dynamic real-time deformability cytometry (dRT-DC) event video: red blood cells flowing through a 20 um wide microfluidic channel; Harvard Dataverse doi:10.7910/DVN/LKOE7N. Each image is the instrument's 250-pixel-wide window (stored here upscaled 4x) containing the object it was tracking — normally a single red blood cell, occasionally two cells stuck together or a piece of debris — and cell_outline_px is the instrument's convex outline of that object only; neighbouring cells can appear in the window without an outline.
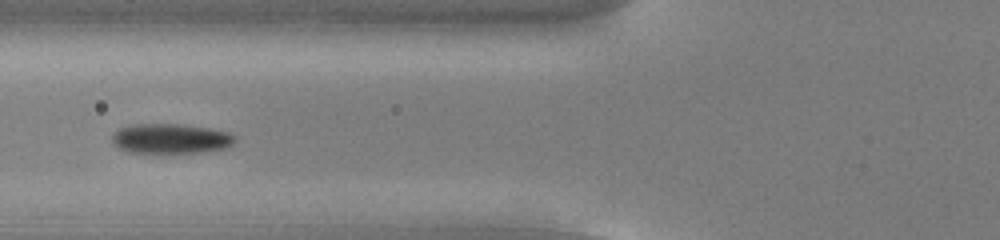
{"species": "common noctule bat (a hibernating species)", "species_latin": "Nyctalus noctula", "temperature_condition": "cold", "stored_images_in_passage": 16, "camera_frame_rate_fps": 3000, "um_per_image_px": 0.085, "animal": {"sex": "male", "body_mass_g": 13.0, "forearm_length_mm": 53.1}, "frame": {"image": 1, "passage_image": 5, "time_ms": 1.333, "image_size_px": [1000, 240], "cell_outline_px": [[236, 140], [232, 144], [224, 148], [200, 152], [128, 152], [120, 148], [112, 140], [112, 136], [120, 128], [132, 124], [184, 124], [208, 128], [228, 132], [236, 136]], "centroid_in_image_um": [14.53, 11.77], "position_along_channel_um": 111.3, "area_um2": 21.1}}
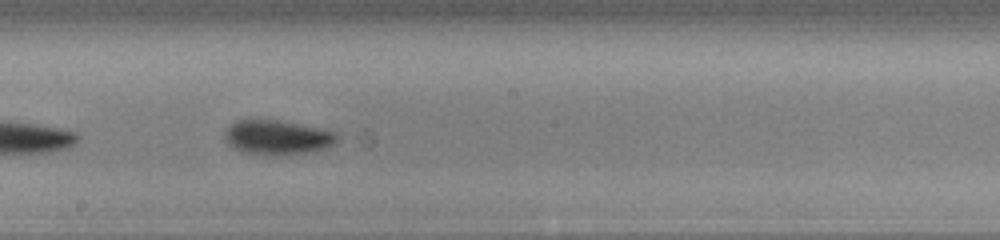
{"frame": {"image": 2, "passage_image": 14, "time_ms": 4.333, "image_size_px": [1000, 240], "cell_outline_px": [[340, 140], [336, 144], [328, 148], [308, 152], [284, 156], [264, 156], [240, 152], [232, 148], [224, 140], [224, 132], [236, 120], [276, 120], [336, 132], [340, 136]], "centroid_in_image_um": [23.57, 11.72], "position_along_channel_um": 224.6, "area_um2": 23.06}}